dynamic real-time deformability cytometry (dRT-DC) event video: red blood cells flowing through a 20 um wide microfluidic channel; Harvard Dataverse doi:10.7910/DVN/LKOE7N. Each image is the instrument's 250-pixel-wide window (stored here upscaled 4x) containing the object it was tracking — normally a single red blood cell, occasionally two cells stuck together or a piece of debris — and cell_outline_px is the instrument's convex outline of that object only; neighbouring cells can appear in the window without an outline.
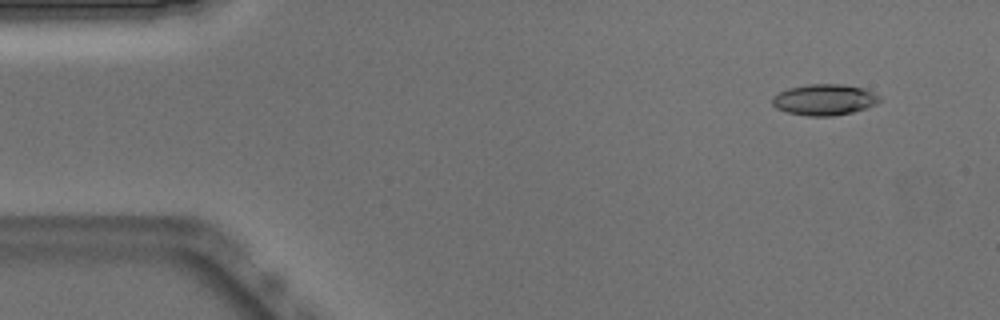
{"species": "Egyptian fruit bat (a non-hibernating species)", "species_latin": "Rousettus aegyptiacus", "temperature_condition": "warm", "stored_images_in_passage": 51, "camera_frame_rate_fps": 3000, "um_per_image_px": 0.085, "animal": {"sex": "male"}, "frame": {"image": 1, "passage_image": 4, "time_ms": 1.0, "image_size_px": [1000, 320], "cell_outline_px": [[880, 100], [876, 104], [868, 108], [852, 112], [832, 116], [808, 116], [788, 112], [776, 108], [772, 104], [772, 96], [788, 88], [808, 84], [840, 84], [864, 88], [880, 96]], "centroid_in_image_um": [70.07, 8.47], "position_along_channel_um": 14.9, "area_um2": 19.42}}
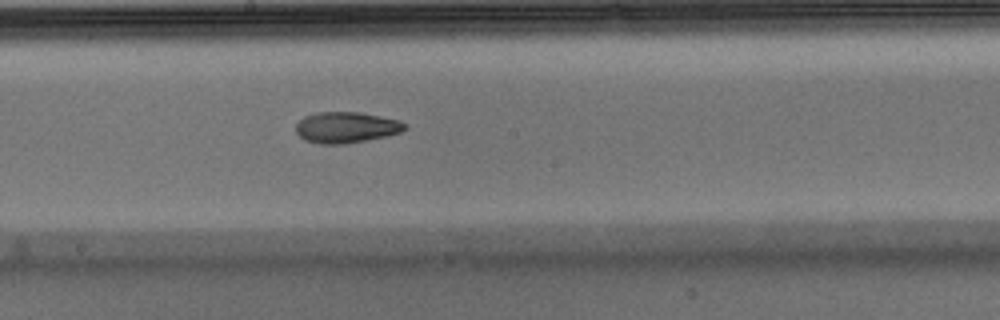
{"frame": {"image": 2, "passage_image": 27, "time_ms": 8.667, "image_size_px": [1000, 320], "cell_outline_px": [[408, 128], [400, 132], [384, 136], [344, 144], [320, 144], [304, 140], [296, 132], [296, 124], [304, 116], [316, 112], [360, 112], [400, 120], [408, 124]], "centroid_in_image_um": [29.43, 10.82], "position_along_channel_um": 218.8, "area_um2": 19.71}}
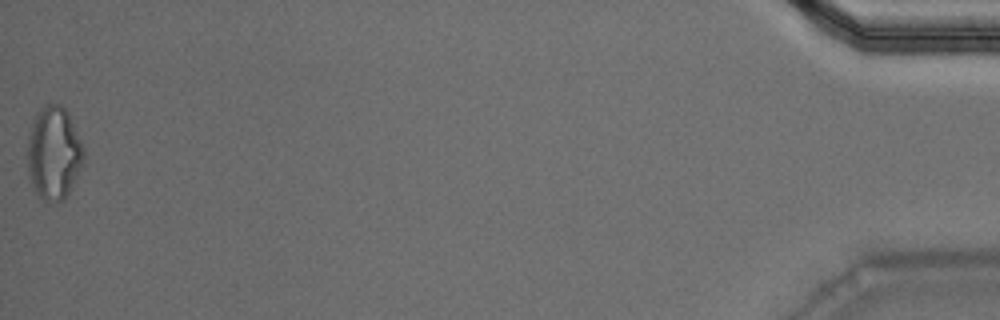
{"frame": {"image": 3, "passage_image": 51, "time_ms": 16.667, "image_size_px": [1000, 320], "cell_outline_px": [[84, 160], [64, 200], [44, 204], [36, 196], [32, 188], [28, 176], [24, 156], [24, 152], [28, 132], [32, 120], [36, 112], [44, 104], [60, 104], [68, 112], [84, 148]], "centroid_in_image_um": [4.48, 13.04], "position_along_channel_um": 430.7, "area_um2": 31.73}, "authors_computed_cell_mechanics": {"area_um2": 19.652, "velocity_mm_per_s": 3.9037, "shape_relaxation_time_tau1_ms": null, "shape_relaxation_time_tau2_ms": 7.3619, "deformation_change_tau1": null, "deformation_change_tau2": 0.1803}}